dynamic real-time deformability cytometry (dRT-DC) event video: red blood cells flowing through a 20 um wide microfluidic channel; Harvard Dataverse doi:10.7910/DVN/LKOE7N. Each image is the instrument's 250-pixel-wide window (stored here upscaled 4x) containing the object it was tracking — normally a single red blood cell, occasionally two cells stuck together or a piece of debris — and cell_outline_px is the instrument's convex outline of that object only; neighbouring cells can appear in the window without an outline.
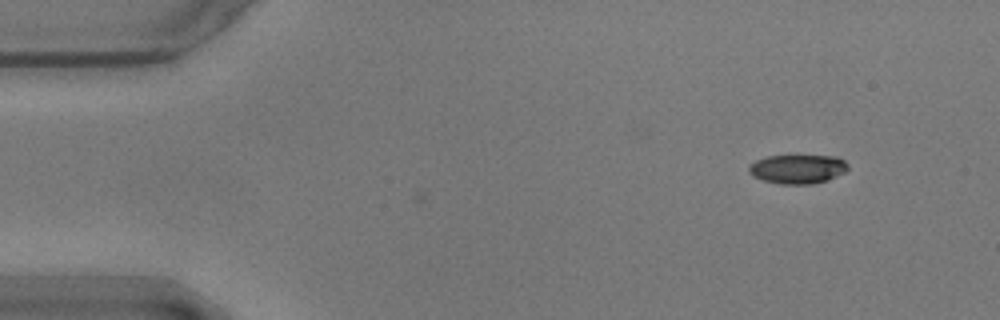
{"species": "common noctule bat (a hibernating species)", "species_latin": "Nyctalus noctula", "temperature_condition": "warm", "stored_images_in_passage": 43, "camera_frame_rate_fps": 3000, "um_per_image_px": 0.085, "animal": {"sex": "male", "body_mass_g": 17.9}, "frame": {"image": 1, "passage_image": 1, "time_ms": 0.0, "image_size_px": [1000, 320], "cell_outline_px": [[848, 168], [844, 172], [828, 180], [812, 184], [780, 184], [764, 180], [752, 176], [748, 172], [748, 164], [764, 156], [836, 156], [844, 160], [848, 164]], "centroid_in_image_um": [67.77, 14.36], "position_along_channel_um": 17.2, "area_um2": 16.88}}
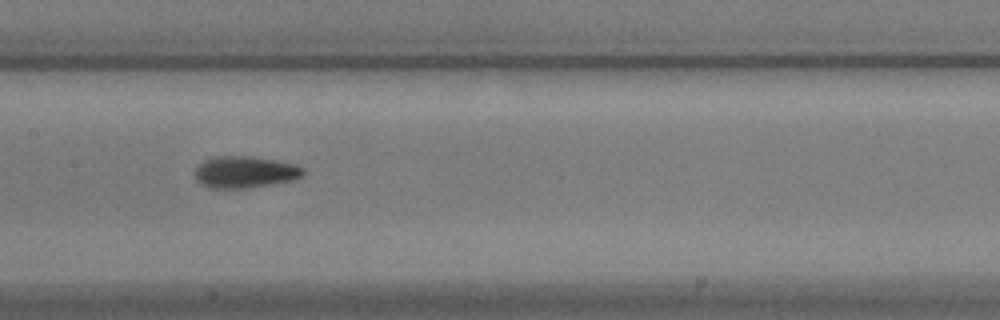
{"frame": {"image": 2, "passage_image": 23, "time_ms": 7.333, "image_size_px": [1000, 320], "cell_outline_px": [[304, 176], [296, 180], [252, 188], [208, 188], [200, 184], [192, 176], [192, 172], [204, 160], [212, 156], [252, 156], [276, 160], [296, 164], [304, 168]], "centroid_in_image_um": [20.81, 14.63], "position_along_channel_um": 186.6, "area_um2": 20.69}}
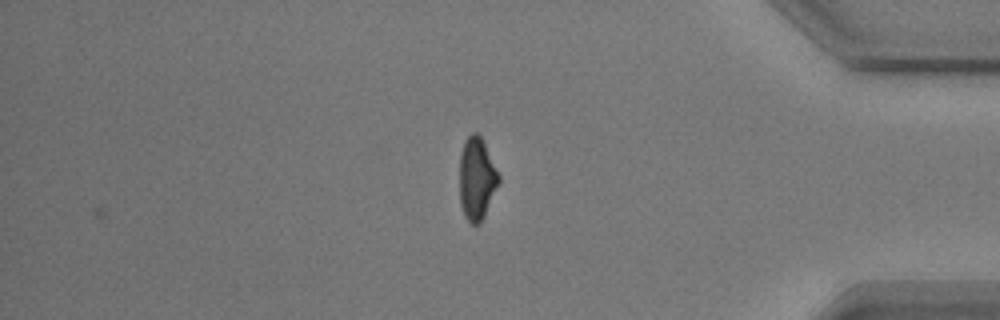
{"frame": {"image": 3, "passage_image": 43, "time_ms": 14.0, "image_size_px": [1000, 320], "cell_outline_px": [[500, 180], [484, 216], [480, 224], [472, 224], [464, 216], [460, 204], [460, 152], [464, 140], [472, 132], [476, 132], [480, 136], [500, 176]], "centroid_in_image_um": [40.5, 15.19], "position_along_channel_um": 394.7, "area_um2": 18.67}, "authors_computed_cell_mechanics": {"area_um2": 18.6694, "velocity_mm_per_s": 3.5739, "shape_relaxation_time_tau1_ms": 3.942, "shape_relaxation_time_tau2_ms": 2.5889, "deformation_change_tau1": 0.15, "deformation_change_tau2": 0.0827}}